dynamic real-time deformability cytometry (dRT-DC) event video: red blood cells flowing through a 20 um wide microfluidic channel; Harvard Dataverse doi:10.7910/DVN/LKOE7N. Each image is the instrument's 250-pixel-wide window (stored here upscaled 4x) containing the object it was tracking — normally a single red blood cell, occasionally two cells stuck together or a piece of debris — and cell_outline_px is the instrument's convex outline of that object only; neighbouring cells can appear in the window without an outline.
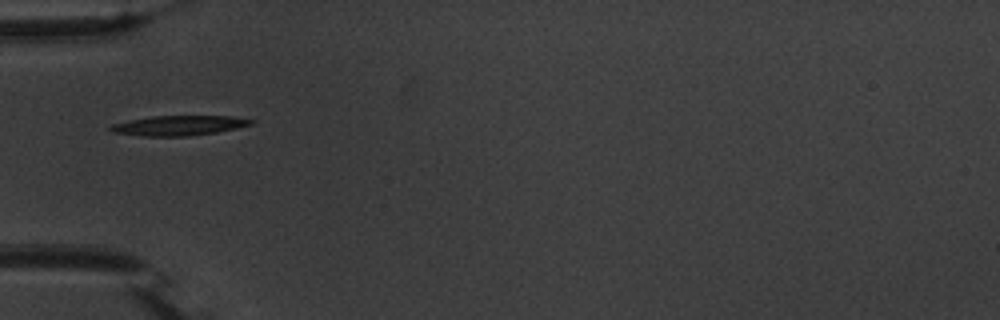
{"species": "common noctule bat (a hibernating species)", "species_latin": "Nyctalus noctula", "temperature_condition": "warm", "stored_images_in_passage": 38, "camera_frame_rate_fps": 3000, "um_per_image_px": 0.085, "animal": {"sex": "male", "body_mass_g": 20.1, "forearm_length_mm": 53.5}, "frame": {"image": 1, "passage_image": 1, "time_ms": 0.0, "image_size_px": [1000, 320], "cell_outline_px": [[256, 120], [252, 124], [236, 128], [216, 132], [188, 136], [144, 136], [112, 132], [108, 128], [112, 124], [128, 120], [152, 116], [232, 116]], "centroid_in_image_um": [15.19, 10.66], "position_along_channel_um": 69.8, "area_um2": 16.24}}
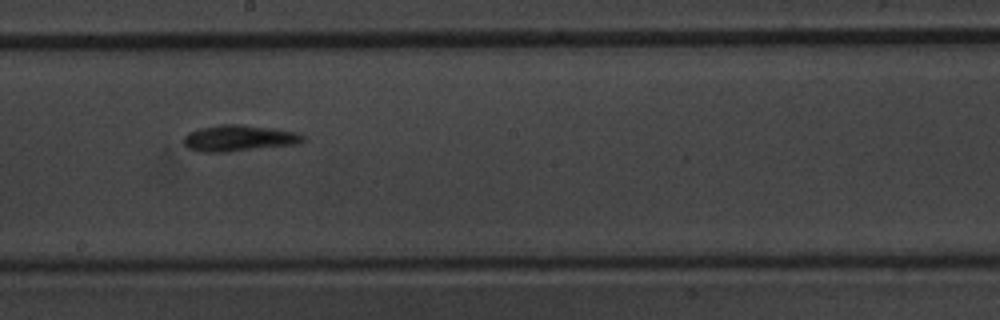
{"frame": {"image": 2, "passage_image": 14, "time_ms": 4.333, "image_size_px": [1000, 320], "cell_outline_px": [[304, 140], [300, 144], [228, 152], [200, 152], [188, 148], [184, 144], [184, 136], [188, 132], [200, 128], [220, 124], [240, 124], [272, 128], [296, 132], [304, 136]], "centroid_in_image_um": [20.31, 11.75], "position_along_channel_um": 227.9, "area_um2": 18.38}}
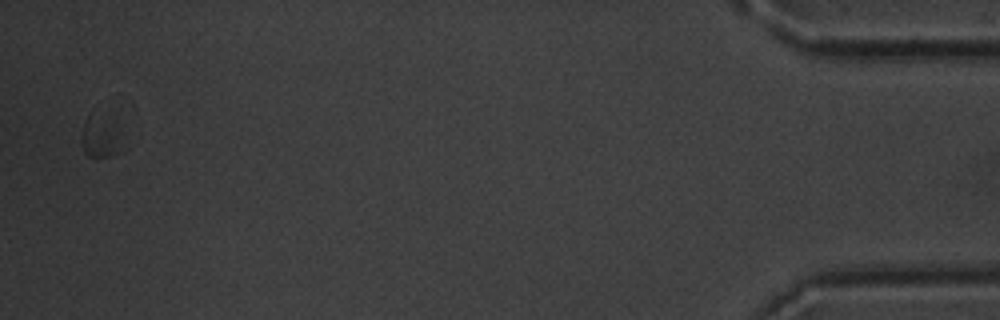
{"frame": {"image": 3, "passage_image": 37, "time_ms": 12.0, "image_size_px": [1000, 320], "cell_outline_px": [[128, 148], [108, 156], [88, 156], [84, 152], [80, 140], [80, 132], [84, 120], [88, 116], [116, 124], [120, 128]], "centroid_in_image_um": [8.61, 11.72], "position_along_channel_um": 426.6, "area_um2": 10.23}, "authors_computed_cell_mechanics": {"area_um2": 16.7042, "velocity_mm_per_s": 3.6514, "shape_relaxation_time_tau1_ms": 5.2991, "shape_relaxation_time_tau2_ms": 7.1366, "deformation_change_tau1": 0.1519, "deformation_change_tau2": 0.1366}}